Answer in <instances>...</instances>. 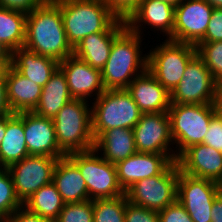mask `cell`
I'll list each match as a JSON object with an SVG mask.
<instances>
[{
	"instance_id": "1",
	"label": "cell",
	"mask_w": 222,
	"mask_h": 222,
	"mask_svg": "<svg viewBox=\"0 0 222 222\" xmlns=\"http://www.w3.org/2000/svg\"><path fill=\"white\" fill-rule=\"evenodd\" d=\"M23 47L59 62L73 55V47L66 36L61 10L52 0H47L27 15Z\"/></svg>"
},
{
	"instance_id": "2",
	"label": "cell",
	"mask_w": 222,
	"mask_h": 222,
	"mask_svg": "<svg viewBox=\"0 0 222 222\" xmlns=\"http://www.w3.org/2000/svg\"><path fill=\"white\" fill-rule=\"evenodd\" d=\"M61 10L68 42L75 47L97 32H122L127 26L102 0H52Z\"/></svg>"
},
{
	"instance_id": "3",
	"label": "cell",
	"mask_w": 222,
	"mask_h": 222,
	"mask_svg": "<svg viewBox=\"0 0 222 222\" xmlns=\"http://www.w3.org/2000/svg\"><path fill=\"white\" fill-rule=\"evenodd\" d=\"M141 38L126 27L114 39L109 58L101 70L105 90L127 89L136 76L147 69V55L142 57L140 51Z\"/></svg>"
},
{
	"instance_id": "4",
	"label": "cell",
	"mask_w": 222,
	"mask_h": 222,
	"mask_svg": "<svg viewBox=\"0 0 222 222\" xmlns=\"http://www.w3.org/2000/svg\"><path fill=\"white\" fill-rule=\"evenodd\" d=\"M87 102L73 98L53 118L58 146L66 155L94 149L92 109Z\"/></svg>"
},
{
	"instance_id": "5",
	"label": "cell",
	"mask_w": 222,
	"mask_h": 222,
	"mask_svg": "<svg viewBox=\"0 0 222 222\" xmlns=\"http://www.w3.org/2000/svg\"><path fill=\"white\" fill-rule=\"evenodd\" d=\"M94 99L91 109L95 140L109 129H133L143 114L127 89L105 90Z\"/></svg>"
},
{
	"instance_id": "6",
	"label": "cell",
	"mask_w": 222,
	"mask_h": 222,
	"mask_svg": "<svg viewBox=\"0 0 222 222\" xmlns=\"http://www.w3.org/2000/svg\"><path fill=\"white\" fill-rule=\"evenodd\" d=\"M171 136L178 151L177 158L189 147L203 143L211 118L216 114L213 104H171L168 109Z\"/></svg>"
},
{
	"instance_id": "7",
	"label": "cell",
	"mask_w": 222,
	"mask_h": 222,
	"mask_svg": "<svg viewBox=\"0 0 222 222\" xmlns=\"http://www.w3.org/2000/svg\"><path fill=\"white\" fill-rule=\"evenodd\" d=\"M162 43L147 55V70L171 93L181 81L188 62L197 54L196 46L168 39Z\"/></svg>"
},
{
	"instance_id": "8",
	"label": "cell",
	"mask_w": 222,
	"mask_h": 222,
	"mask_svg": "<svg viewBox=\"0 0 222 222\" xmlns=\"http://www.w3.org/2000/svg\"><path fill=\"white\" fill-rule=\"evenodd\" d=\"M94 149L73 152L66 156L79 168L88 189L90 200L122 196L115 164L106 161Z\"/></svg>"
},
{
	"instance_id": "9",
	"label": "cell",
	"mask_w": 222,
	"mask_h": 222,
	"mask_svg": "<svg viewBox=\"0 0 222 222\" xmlns=\"http://www.w3.org/2000/svg\"><path fill=\"white\" fill-rule=\"evenodd\" d=\"M179 172L173 161L161 174L135 182L125 191L128 201L150 210H163L177 200Z\"/></svg>"
},
{
	"instance_id": "10",
	"label": "cell",
	"mask_w": 222,
	"mask_h": 222,
	"mask_svg": "<svg viewBox=\"0 0 222 222\" xmlns=\"http://www.w3.org/2000/svg\"><path fill=\"white\" fill-rule=\"evenodd\" d=\"M221 192L218 182L179 172L177 201L186 209L193 222L212 221V206Z\"/></svg>"
},
{
	"instance_id": "11",
	"label": "cell",
	"mask_w": 222,
	"mask_h": 222,
	"mask_svg": "<svg viewBox=\"0 0 222 222\" xmlns=\"http://www.w3.org/2000/svg\"><path fill=\"white\" fill-rule=\"evenodd\" d=\"M215 79L196 54L187 64L179 84L170 93L171 104H213Z\"/></svg>"
},
{
	"instance_id": "12",
	"label": "cell",
	"mask_w": 222,
	"mask_h": 222,
	"mask_svg": "<svg viewBox=\"0 0 222 222\" xmlns=\"http://www.w3.org/2000/svg\"><path fill=\"white\" fill-rule=\"evenodd\" d=\"M60 158L29 155L8 167L17 198L23 204L41 187L52 183Z\"/></svg>"
},
{
	"instance_id": "13",
	"label": "cell",
	"mask_w": 222,
	"mask_h": 222,
	"mask_svg": "<svg viewBox=\"0 0 222 222\" xmlns=\"http://www.w3.org/2000/svg\"><path fill=\"white\" fill-rule=\"evenodd\" d=\"M133 132L137 152L164 154L176 161V153L169 147L174 142L168 112L143 113Z\"/></svg>"
},
{
	"instance_id": "14",
	"label": "cell",
	"mask_w": 222,
	"mask_h": 222,
	"mask_svg": "<svg viewBox=\"0 0 222 222\" xmlns=\"http://www.w3.org/2000/svg\"><path fill=\"white\" fill-rule=\"evenodd\" d=\"M213 9L205 0H184L175 6L172 41L196 45L205 36Z\"/></svg>"
},
{
	"instance_id": "15",
	"label": "cell",
	"mask_w": 222,
	"mask_h": 222,
	"mask_svg": "<svg viewBox=\"0 0 222 222\" xmlns=\"http://www.w3.org/2000/svg\"><path fill=\"white\" fill-rule=\"evenodd\" d=\"M59 68L66 76L70 95L74 99L88 100L94 94L98 98L105 91L101 70L74 55L60 61Z\"/></svg>"
},
{
	"instance_id": "16",
	"label": "cell",
	"mask_w": 222,
	"mask_h": 222,
	"mask_svg": "<svg viewBox=\"0 0 222 222\" xmlns=\"http://www.w3.org/2000/svg\"><path fill=\"white\" fill-rule=\"evenodd\" d=\"M23 128L29 155L55 158L66 156L58 146L53 119L23 112Z\"/></svg>"
},
{
	"instance_id": "17",
	"label": "cell",
	"mask_w": 222,
	"mask_h": 222,
	"mask_svg": "<svg viewBox=\"0 0 222 222\" xmlns=\"http://www.w3.org/2000/svg\"><path fill=\"white\" fill-rule=\"evenodd\" d=\"M172 162L164 154L136 152L115 164L119 184L126 191L139 180L161 174Z\"/></svg>"
},
{
	"instance_id": "18",
	"label": "cell",
	"mask_w": 222,
	"mask_h": 222,
	"mask_svg": "<svg viewBox=\"0 0 222 222\" xmlns=\"http://www.w3.org/2000/svg\"><path fill=\"white\" fill-rule=\"evenodd\" d=\"M176 162L180 171L189 176L218 183L222 180V153L203 143L187 148Z\"/></svg>"
},
{
	"instance_id": "19",
	"label": "cell",
	"mask_w": 222,
	"mask_h": 222,
	"mask_svg": "<svg viewBox=\"0 0 222 222\" xmlns=\"http://www.w3.org/2000/svg\"><path fill=\"white\" fill-rule=\"evenodd\" d=\"M174 16L175 6L160 0H143L125 22L131 31L140 36L142 35L140 28L146 23L147 26L151 25L153 29L164 32L167 39L172 41Z\"/></svg>"
},
{
	"instance_id": "20",
	"label": "cell",
	"mask_w": 222,
	"mask_h": 222,
	"mask_svg": "<svg viewBox=\"0 0 222 222\" xmlns=\"http://www.w3.org/2000/svg\"><path fill=\"white\" fill-rule=\"evenodd\" d=\"M142 113L168 112L170 93L146 69L127 88Z\"/></svg>"
},
{
	"instance_id": "21",
	"label": "cell",
	"mask_w": 222,
	"mask_h": 222,
	"mask_svg": "<svg viewBox=\"0 0 222 222\" xmlns=\"http://www.w3.org/2000/svg\"><path fill=\"white\" fill-rule=\"evenodd\" d=\"M7 99L13 113L32 112L40 99L42 87L21 75L12 66L5 72Z\"/></svg>"
},
{
	"instance_id": "22",
	"label": "cell",
	"mask_w": 222,
	"mask_h": 222,
	"mask_svg": "<svg viewBox=\"0 0 222 222\" xmlns=\"http://www.w3.org/2000/svg\"><path fill=\"white\" fill-rule=\"evenodd\" d=\"M52 183L65 203L83 202L90 199L79 168L67 156L58 159Z\"/></svg>"
},
{
	"instance_id": "23",
	"label": "cell",
	"mask_w": 222,
	"mask_h": 222,
	"mask_svg": "<svg viewBox=\"0 0 222 222\" xmlns=\"http://www.w3.org/2000/svg\"><path fill=\"white\" fill-rule=\"evenodd\" d=\"M11 66L30 81L43 87L59 68V61L21 47L12 52Z\"/></svg>"
},
{
	"instance_id": "24",
	"label": "cell",
	"mask_w": 222,
	"mask_h": 222,
	"mask_svg": "<svg viewBox=\"0 0 222 222\" xmlns=\"http://www.w3.org/2000/svg\"><path fill=\"white\" fill-rule=\"evenodd\" d=\"M95 151H102L103 158L116 164L137 152L133 129L113 128L104 131L95 140Z\"/></svg>"
},
{
	"instance_id": "25",
	"label": "cell",
	"mask_w": 222,
	"mask_h": 222,
	"mask_svg": "<svg viewBox=\"0 0 222 222\" xmlns=\"http://www.w3.org/2000/svg\"><path fill=\"white\" fill-rule=\"evenodd\" d=\"M27 156L23 112L7 115L6 132L0 144V167L8 168Z\"/></svg>"
},
{
	"instance_id": "26",
	"label": "cell",
	"mask_w": 222,
	"mask_h": 222,
	"mask_svg": "<svg viewBox=\"0 0 222 222\" xmlns=\"http://www.w3.org/2000/svg\"><path fill=\"white\" fill-rule=\"evenodd\" d=\"M73 97L70 95L65 74L60 68L42 87L39 102L32 111L38 116L53 119L58 111Z\"/></svg>"
},
{
	"instance_id": "27",
	"label": "cell",
	"mask_w": 222,
	"mask_h": 222,
	"mask_svg": "<svg viewBox=\"0 0 222 222\" xmlns=\"http://www.w3.org/2000/svg\"><path fill=\"white\" fill-rule=\"evenodd\" d=\"M121 32H97L86 36L75 47L73 55L93 68L102 70L109 58L114 39Z\"/></svg>"
},
{
	"instance_id": "28",
	"label": "cell",
	"mask_w": 222,
	"mask_h": 222,
	"mask_svg": "<svg viewBox=\"0 0 222 222\" xmlns=\"http://www.w3.org/2000/svg\"><path fill=\"white\" fill-rule=\"evenodd\" d=\"M64 205L65 202L53 183L41 187L23 203L29 212L51 222L57 219Z\"/></svg>"
},
{
	"instance_id": "29",
	"label": "cell",
	"mask_w": 222,
	"mask_h": 222,
	"mask_svg": "<svg viewBox=\"0 0 222 222\" xmlns=\"http://www.w3.org/2000/svg\"><path fill=\"white\" fill-rule=\"evenodd\" d=\"M27 15L0 7V41L12 52L24 46Z\"/></svg>"
},
{
	"instance_id": "30",
	"label": "cell",
	"mask_w": 222,
	"mask_h": 222,
	"mask_svg": "<svg viewBox=\"0 0 222 222\" xmlns=\"http://www.w3.org/2000/svg\"><path fill=\"white\" fill-rule=\"evenodd\" d=\"M126 194L93 200V222H125Z\"/></svg>"
},
{
	"instance_id": "31",
	"label": "cell",
	"mask_w": 222,
	"mask_h": 222,
	"mask_svg": "<svg viewBox=\"0 0 222 222\" xmlns=\"http://www.w3.org/2000/svg\"><path fill=\"white\" fill-rule=\"evenodd\" d=\"M22 206L23 204L16 196L8 169L0 167V215L8 219Z\"/></svg>"
},
{
	"instance_id": "32",
	"label": "cell",
	"mask_w": 222,
	"mask_h": 222,
	"mask_svg": "<svg viewBox=\"0 0 222 222\" xmlns=\"http://www.w3.org/2000/svg\"><path fill=\"white\" fill-rule=\"evenodd\" d=\"M197 55L203 60L215 81L222 79V41L197 43Z\"/></svg>"
},
{
	"instance_id": "33",
	"label": "cell",
	"mask_w": 222,
	"mask_h": 222,
	"mask_svg": "<svg viewBox=\"0 0 222 222\" xmlns=\"http://www.w3.org/2000/svg\"><path fill=\"white\" fill-rule=\"evenodd\" d=\"M54 222H93V200L65 203Z\"/></svg>"
},
{
	"instance_id": "34",
	"label": "cell",
	"mask_w": 222,
	"mask_h": 222,
	"mask_svg": "<svg viewBox=\"0 0 222 222\" xmlns=\"http://www.w3.org/2000/svg\"><path fill=\"white\" fill-rule=\"evenodd\" d=\"M125 222H160L158 211L134 205L127 199Z\"/></svg>"
},
{
	"instance_id": "35",
	"label": "cell",
	"mask_w": 222,
	"mask_h": 222,
	"mask_svg": "<svg viewBox=\"0 0 222 222\" xmlns=\"http://www.w3.org/2000/svg\"><path fill=\"white\" fill-rule=\"evenodd\" d=\"M203 144L208 145L222 153V116L215 114L210 121Z\"/></svg>"
},
{
	"instance_id": "36",
	"label": "cell",
	"mask_w": 222,
	"mask_h": 222,
	"mask_svg": "<svg viewBox=\"0 0 222 222\" xmlns=\"http://www.w3.org/2000/svg\"><path fill=\"white\" fill-rule=\"evenodd\" d=\"M160 222H193L186 209L176 200L158 212Z\"/></svg>"
},
{
	"instance_id": "37",
	"label": "cell",
	"mask_w": 222,
	"mask_h": 222,
	"mask_svg": "<svg viewBox=\"0 0 222 222\" xmlns=\"http://www.w3.org/2000/svg\"><path fill=\"white\" fill-rule=\"evenodd\" d=\"M222 41V8H214L205 36L198 43Z\"/></svg>"
},
{
	"instance_id": "38",
	"label": "cell",
	"mask_w": 222,
	"mask_h": 222,
	"mask_svg": "<svg viewBox=\"0 0 222 222\" xmlns=\"http://www.w3.org/2000/svg\"><path fill=\"white\" fill-rule=\"evenodd\" d=\"M120 19L126 20L143 0H102Z\"/></svg>"
},
{
	"instance_id": "39",
	"label": "cell",
	"mask_w": 222,
	"mask_h": 222,
	"mask_svg": "<svg viewBox=\"0 0 222 222\" xmlns=\"http://www.w3.org/2000/svg\"><path fill=\"white\" fill-rule=\"evenodd\" d=\"M47 0H0V7L28 15Z\"/></svg>"
},
{
	"instance_id": "40",
	"label": "cell",
	"mask_w": 222,
	"mask_h": 222,
	"mask_svg": "<svg viewBox=\"0 0 222 222\" xmlns=\"http://www.w3.org/2000/svg\"><path fill=\"white\" fill-rule=\"evenodd\" d=\"M7 222H51L39 215L29 212L25 207L17 209L8 219Z\"/></svg>"
},
{
	"instance_id": "41",
	"label": "cell",
	"mask_w": 222,
	"mask_h": 222,
	"mask_svg": "<svg viewBox=\"0 0 222 222\" xmlns=\"http://www.w3.org/2000/svg\"><path fill=\"white\" fill-rule=\"evenodd\" d=\"M14 114L7 99V83L5 75L0 79V117Z\"/></svg>"
},
{
	"instance_id": "42",
	"label": "cell",
	"mask_w": 222,
	"mask_h": 222,
	"mask_svg": "<svg viewBox=\"0 0 222 222\" xmlns=\"http://www.w3.org/2000/svg\"><path fill=\"white\" fill-rule=\"evenodd\" d=\"M214 109L216 114L222 116V79L215 81Z\"/></svg>"
},
{
	"instance_id": "43",
	"label": "cell",
	"mask_w": 222,
	"mask_h": 222,
	"mask_svg": "<svg viewBox=\"0 0 222 222\" xmlns=\"http://www.w3.org/2000/svg\"><path fill=\"white\" fill-rule=\"evenodd\" d=\"M211 213V222H222V192L215 198Z\"/></svg>"
},
{
	"instance_id": "44",
	"label": "cell",
	"mask_w": 222,
	"mask_h": 222,
	"mask_svg": "<svg viewBox=\"0 0 222 222\" xmlns=\"http://www.w3.org/2000/svg\"><path fill=\"white\" fill-rule=\"evenodd\" d=\"M0 61H12V51L0 41Z\"/></svg>"
},
{
	"instance_id": "45",
	"label": "cell",
	"mask_w": 222,
	"mask_h": 222,
	"mask_svg": "<svg viewBox=\"0 0 222 222\" xmlns=\"http://www.w3.org/2000/svg\"><path fill=\"white\" fill-rule=\"evenodd\" d=\"M7 127V115L0 117V144L3 140Z\"/></svg>"
},
{
	"instance_id": "46",
	"label": "cell",
	"mask_w": 222,
	"mask_h": 222,
	"mask_svg": "<svg viewBox=\"0 0 222 222\" xmlns=\"http://www.w3.org/2000/svg\"><path fill=\"white\" fill-rule=\"evenodd\" d=\"M12 61H0V79L5 75L8 66H11Z\"/></svg>"
},
{
	"instance_id": "47",
	"label": "cell",
	"mask_w": 222,
	"mask_h": 222,
	"mask_svg": "<svg viewBox=\"0 0 222 222\" xmlns=\"http://www.w3.org/2000/svg\"><path fill=\"white\" fill-rule=\"evenodd\" d=\"M213 8H222V0H205Z\"/></svg>"
},
{
	"instance_id": "48",
	"label": "cell",
	"mask_w": 222,
	"mask_h": 222,
	"mask_svg": "<svg viewBox=\"0 0 222 222\" xmlns=\"http://www.w3.org/2000/svg\"><path fill=\"white\" fill-rule=\"evenodd\" d=\"M160 1L169 3V4L173 5V6H177L180 3H182L184 0H160Z\"/></svg>"
},
{
	"instance_id": "49",
	"label": "cell",
	"mask_w": 222,
	"mask_h": 222,
	"mask_svg": "<svg viewBox=\"0 0 222 222\" xmlns=\"http://www.w3.org/2000/svg\"><path fill=\"white\" fill-rule=\"evenodd\" d=\"M0 222H7V219L0 215Z\"/></svg>"
}]
</instances>
